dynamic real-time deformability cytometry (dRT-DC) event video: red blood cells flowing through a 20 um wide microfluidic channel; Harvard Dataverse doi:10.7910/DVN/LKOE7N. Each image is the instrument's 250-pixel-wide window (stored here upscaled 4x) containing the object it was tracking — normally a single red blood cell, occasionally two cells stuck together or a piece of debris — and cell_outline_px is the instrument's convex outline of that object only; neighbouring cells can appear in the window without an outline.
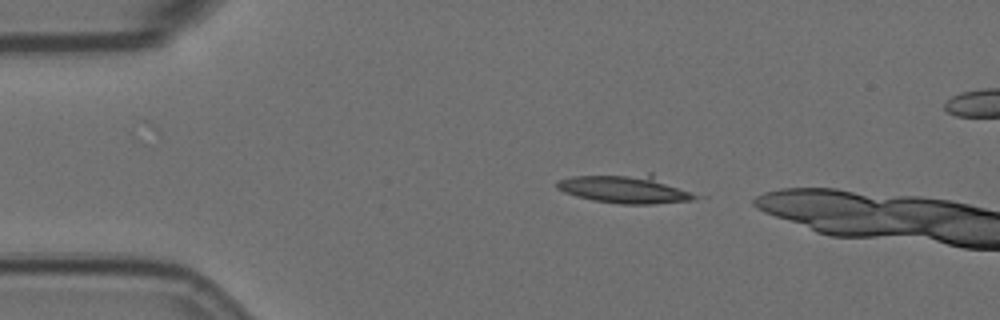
{"species": "Egyptian fruit bat (a non-hibernating species)", "species_latin": "Rousettus aegyptiacus", "temperature_condition": "room temperature", "stored_images_in_passage": 5, "camera_frame_rate_fps": 3000, "um_per_image_px": 0.085, "animal": {"sex": "female"}, "frame": {"image": 1, "passage_image": 1, "time_ms": 0.0, "image_size_px": [1000, 320], "cell_outline_px": [[696, 196], [692, 200], [652, 204], [620, 204], [592, 200], [576, 196], [564, 192], [556, 188], [556, 180], [572, 176], [648, 172], [652, 172]], "centroid_in_image_um": [53.08, 16.03], "position_along_channel_um": 31.9, "area_um2": 23.24}}